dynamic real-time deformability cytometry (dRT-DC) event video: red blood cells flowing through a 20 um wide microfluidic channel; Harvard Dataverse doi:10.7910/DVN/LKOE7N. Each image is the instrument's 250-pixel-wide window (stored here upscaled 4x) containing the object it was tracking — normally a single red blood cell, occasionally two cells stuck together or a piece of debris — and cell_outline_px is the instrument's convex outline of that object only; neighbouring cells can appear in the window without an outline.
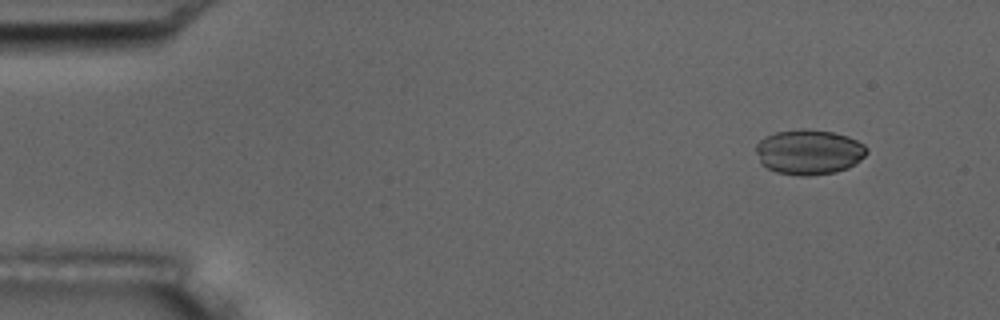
{"species": "common noctule bat (a hibernating species)", "species_latin": "Nyctalus noctula", "temperature_condition": "room temperature", "stored_images_in_passage": 5, "camera_frame_rate_fps": 3000, "um_per_image_px": 0.085, "animal": {"sex": "male", "body_mass_g": 17.5, "forearm_length_mm": 52.3}, "frame": {"image": 1, "passage_image": 1, "time_ms": 0.0, "image_size_px": [1000, 320], "cell_outline_px": [[868, 152], [860, 160], [848, 168], [836, 172], [808, 176], [800, 176], [776, 172], [768, 168], [760, 160], [756, 152], [756, 144], [764, 136], [776, 132], [800, 128], [804, 128], [832, 132], [848, 136], [864, 144], [868, 148]], "centroid_in_image_um": [68.77, 12.91], "position_along_channel_um": 16.2, "area_um2": 29.19}}